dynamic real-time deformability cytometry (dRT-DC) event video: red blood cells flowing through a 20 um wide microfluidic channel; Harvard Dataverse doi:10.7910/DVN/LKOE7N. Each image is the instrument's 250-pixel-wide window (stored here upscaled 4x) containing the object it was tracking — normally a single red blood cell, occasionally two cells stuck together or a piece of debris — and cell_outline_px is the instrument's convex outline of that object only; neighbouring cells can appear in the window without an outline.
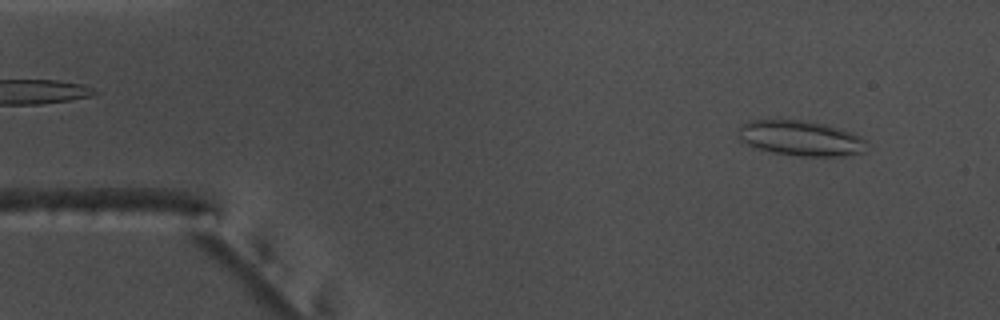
{"species": "common noctule bat (a hibernating species)", "species_latin": "Nyctalus noctula", "temperature_condition": "warm", "stored_images_in_passage": 53, "camera_frame_rate_fps": 3000, "um_per_image_px": 0.085, "animal": {"sex": "male", "body_mass_g": 17.5, "forearm_length_mm": 52.3}, "frame": {"image": 1, "passage_image": 4, "time_ms": 1.0, "image_size_px": [1000, 320], "cell_outline_px": [[864, 152], [844, 156], [800, 156], [772, 152], [756, 148], [740, 140], [740, 128], [748, 120], [808, 120], [824, 124], [852, 132], [860, 136], [864, 140]], "centroid_in_image_um": [68.07, 11.75], "position_along_channel_um": 16.9, "area_um2": 26.07}}
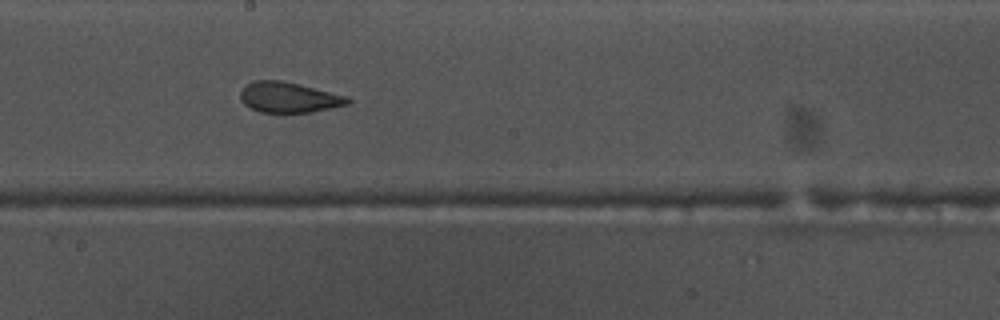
{"frame": {"image": 2, "passage_image": 28, "time_ms": 9.0, "image_size_px": [1000, 320], "cell_outline_px": [[352, 100], [348, 104], [308, 112], [260, 112], [244, 104], [240, 100], [240, 92], [252, 80], [280, 80], [300, 84], [348, 96]], "centroid_in_image_um": [24.54, 8.26], "position_along_channel_um": 223.7, "area_um2": 18.9}}
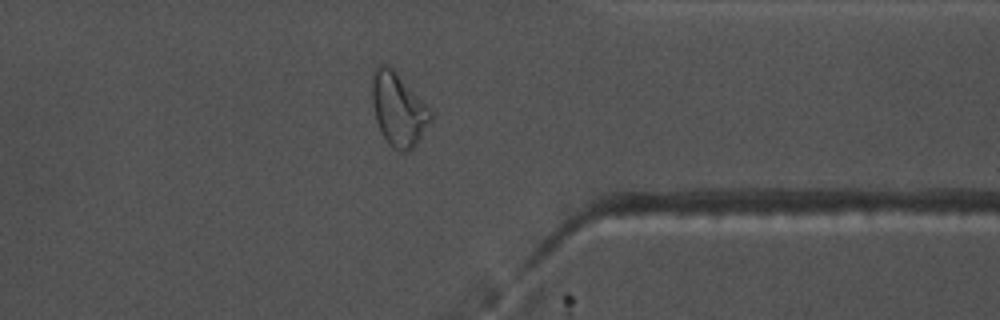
{"frame": {"image": 3, "passage_image": 41, "time_ms": 13.333, "image_size_px": [1000, 320], "cell_outline_px": [[432, 120], [420, 140], [408, 152], [400, 152], [392, 148], [388, 144], [376, 120], [372, 100], [372, 68], [380, 64], [388, 64], [396, 72], [432, 112]], "centroid_in_image_um": [33.85, 9.31], "position_along_channel_um": 377.6, "area_um2": 24.85}, "authors_computed_cell_mechanics": {"area_um2": 21.5016, "velocity_mm_per_s": 3.7453, "shape_relaxation_time_tau1_ms": null, "shape_relaxation_time_tau2_ms": 1.8557, "deformation_change_tau1": null, "deformation_change_tau2": 0.0903}}